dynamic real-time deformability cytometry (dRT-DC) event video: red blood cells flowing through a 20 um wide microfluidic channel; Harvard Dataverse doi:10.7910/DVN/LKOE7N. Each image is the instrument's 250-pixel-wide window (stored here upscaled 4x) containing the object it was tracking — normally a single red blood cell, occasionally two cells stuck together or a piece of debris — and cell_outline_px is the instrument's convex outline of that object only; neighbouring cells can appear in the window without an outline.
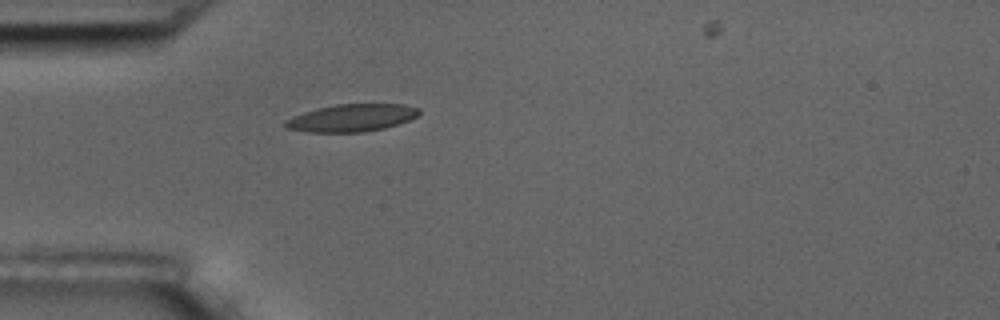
{"species": "common noctule bat (a hibernating species)", "species_latin": "Nyctalus noctula", "temperature_condition": "room temperature", "stored_images_in_passage": 2, "camera_frame_rate_fps": 3000, "um_per_image_px": 0.085, "animal": {"sex": "male", "body_mass_g": 17.5, "forearm_length_mm": 52.3}, "frame": {"image": 1, "passage_image": 1, "time_ms": 0.0, "image_size_px": [1000, 320], "cell_outline_px": [[420, 112], [416, 116], [408, 120], [384, 128], [364, 132], [308, 132], [284, 128], [284, 120], [292, 116], [316, 108], [336, 104], [404, 104], [420, 108]], "centroid_in_image_um": [29.85, 10.01], "position_along_channel_um": 55.2, "area_um2": 21.44}}